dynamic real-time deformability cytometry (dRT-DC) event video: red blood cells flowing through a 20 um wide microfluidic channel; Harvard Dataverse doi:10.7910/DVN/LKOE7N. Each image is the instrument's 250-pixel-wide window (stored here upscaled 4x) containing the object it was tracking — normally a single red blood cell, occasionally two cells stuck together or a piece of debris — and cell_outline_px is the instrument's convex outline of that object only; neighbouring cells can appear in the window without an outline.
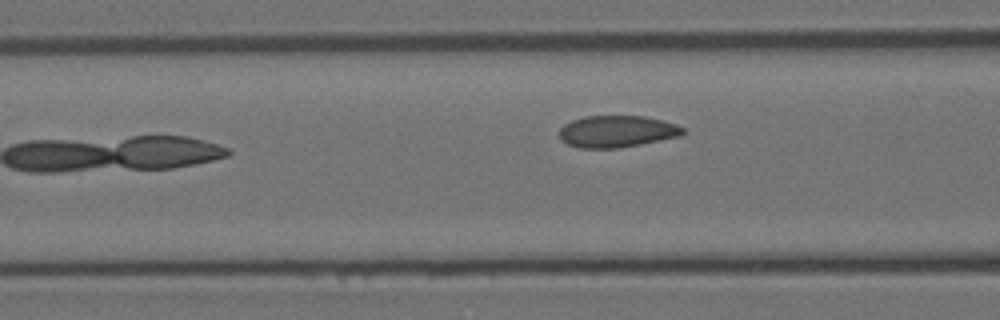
{"species": "Egyptian fruit bat (a non-hibernating species)", "species_latin": "Rousettus aegyptiacus", "temperature_condition": "room temperature", "stored_images_in_passage": 7, "camera_frame_rate_fps": 3000, "um_per_image_px": 0.085, "animal": {"sex": "female"}, "frame": {"image": 1, "passage_image": 7, "time_ms": 7.667, "image_size_px": [1000, 320], "cell_outline_px": [[684, 132], [680, 136], [620, 148], [580, 148], [568, 144], [560, 140], [560, 128], [564, 124], [572, 120], [584, 116], [644, 116], [676, 124], [684, 128]], "centroid_in_image_um": [52.41, 11.17], "position_along_channel_um": 114.2, "area_um2": 22.83}}